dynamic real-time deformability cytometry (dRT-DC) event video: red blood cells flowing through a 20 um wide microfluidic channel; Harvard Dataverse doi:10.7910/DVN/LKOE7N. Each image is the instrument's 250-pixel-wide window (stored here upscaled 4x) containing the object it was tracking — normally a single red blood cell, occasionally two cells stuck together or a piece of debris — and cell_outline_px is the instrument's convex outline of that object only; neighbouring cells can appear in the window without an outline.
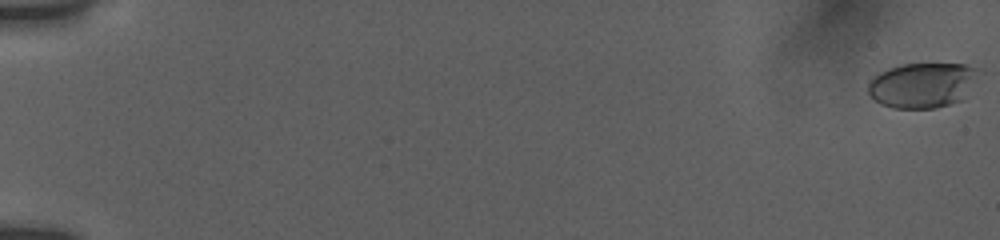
{"species": "human", "species_latin": "Homo sapiens", "temperature_condition": "room temperature", "stored_images_in_passage": 33, "camera_frame_rate_fps": 3000, "um_per_image_px": 0.085, "donor": {"sex": "female"}, "frame": {"image": 1, "passage_image": 1, "time_ms": 0.0, "image_size_px": [1000, 240], "cell_outline_px": [[984, 72], [964, 100], [936, 108], [892, 108], [880, 104], [868, 92], [868, 84], [880, 72], [904, 64], [964, 64], [980, 68]], "centroid_in_image_um": [78.54, 7.24], "position_along_channel_um": 6.5, "area_um2": 29.54}}
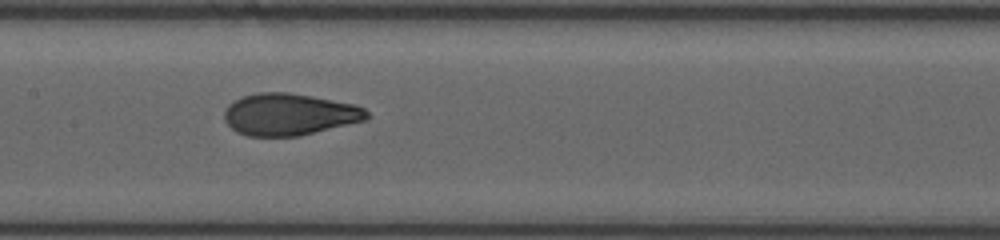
{"frame": {"image": 2, "passage_image": 18, "time_ms": 10.0, "image_size_px": [1000, 240], "cell_outline_px": [[368, 120], [300, 136], [248, 136], [236, 132], [224, 120], [224, 112], [228, 104], [244, 96], [256, 92], [288, 92], [312, 96], [356, 104], [364, 108], [368, 112]], "centroid_in_image_um": [24.61, 9.72], "position_along_channel_um": 182.8, "area_um2": 35.03}}
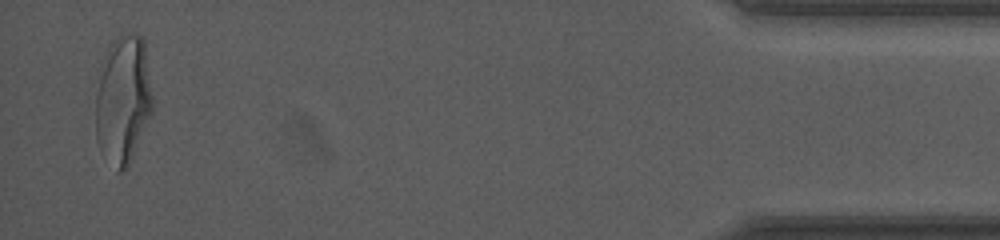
{"frame": {"image": 3, "passage_image": 33, "time_ms": 18.333, "image_size_px": [1000, 240], "cell_outline_px": [[152, 112], [128, 168], [120, 172], [116, 172], [100, 148], [96, 140], [96, 92], [104, 56], [120, 32], [140, 36], [144, 40], [152, 100]], "centroid_in_image_um": [10.46, 8.51], "position_along_channel_um": 424.7, "area_um2": 42.31}, "authors_computed_cell_mechanics": {"area_um2": 34.5644, "velocity_mm_per_s": 3.7752, "shape_relaxation_time_tau1_ms": 5.3179, "shape_relaxation_time_tau2_ms": 0.8141, "deformation_change_tau1": 0.2075, "deformation_change_tau2": 0.0664}}